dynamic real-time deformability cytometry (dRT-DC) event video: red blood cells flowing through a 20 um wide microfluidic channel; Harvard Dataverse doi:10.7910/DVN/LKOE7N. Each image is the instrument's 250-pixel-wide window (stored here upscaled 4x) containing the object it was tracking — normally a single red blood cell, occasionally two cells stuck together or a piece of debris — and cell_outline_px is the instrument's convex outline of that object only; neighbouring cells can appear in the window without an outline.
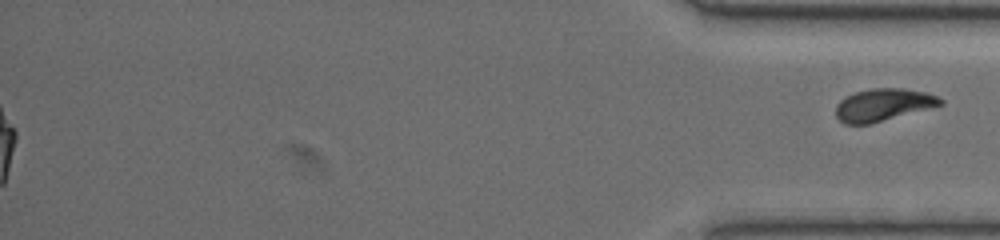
{"species": "common noctule bat (a hibernating species)", "species_latin": "Nyctalus noctula", "temperature_condition": "warm", "stored_images_in_passage": 57, "segment_of_instrument_passage": [2, 2], "camera_frame_rate_fps": 3000, "um_per_image_px": 0.085, "animal": {"sex": "female", "body_mass_g": 19.5, "forearm_length_mm": 54.1}, "frame": {"image": 1, "passage_image": 57, "time_ms": 18.667, "image_size_px": [1000, 240], "cell_outline_px": [[944, 104], [868, 124], [844, 124], [836, 116], [836, 104], [840, 100], [856, 92], [872, 88], [904, 88], [924, 92], [936, 96], [944, 100]], "centroid_in_image_um": [75.06, 8.9], "position_along_channel_um": 360.1, "area_um2": 19.42}}